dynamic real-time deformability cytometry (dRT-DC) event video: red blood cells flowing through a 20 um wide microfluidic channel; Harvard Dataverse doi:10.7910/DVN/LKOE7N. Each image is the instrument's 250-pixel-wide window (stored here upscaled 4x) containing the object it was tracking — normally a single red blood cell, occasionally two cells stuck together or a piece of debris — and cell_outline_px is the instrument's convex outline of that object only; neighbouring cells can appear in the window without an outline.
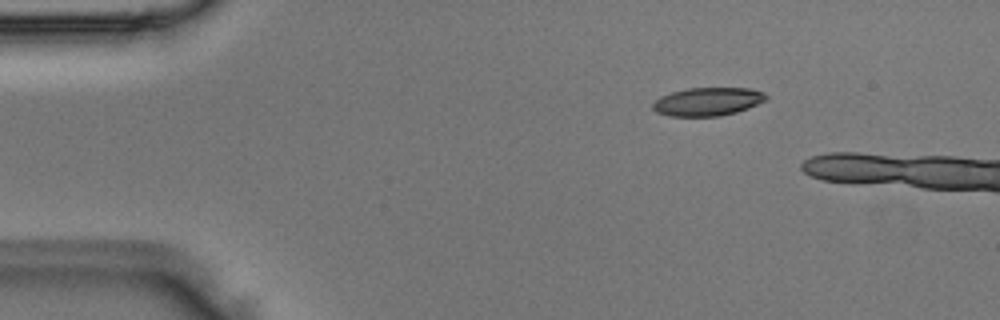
{"species": "Egyptian fruit bat (a non-hibernating species)", "species_latin": "Rousettus aegyptiacus", "temperature_condition": "room temperature", "stored_images_in_passage": 2, "camera_frame_rate_fps": 3000, "um_per_image_px": 0.085, "animal": {"sex": "male"}, "frame": {"image": 1, "passage_image": 1, "time_ms": 0.0, "image_size_px": [1000, 320], "cell_outline_px": [[768, 100], [748, 108], [736, 112], [720, 116], [668, 116], [656, 112], [652, 108], [652, 104], [660, 96], [672, 92], [688, 88], [752, 88], [764, 92], [768, 96]], "centroid_in_image_um": [60.18, 8.63], "position_along_channel_um": 24.8, "area_um2": 18.84}}